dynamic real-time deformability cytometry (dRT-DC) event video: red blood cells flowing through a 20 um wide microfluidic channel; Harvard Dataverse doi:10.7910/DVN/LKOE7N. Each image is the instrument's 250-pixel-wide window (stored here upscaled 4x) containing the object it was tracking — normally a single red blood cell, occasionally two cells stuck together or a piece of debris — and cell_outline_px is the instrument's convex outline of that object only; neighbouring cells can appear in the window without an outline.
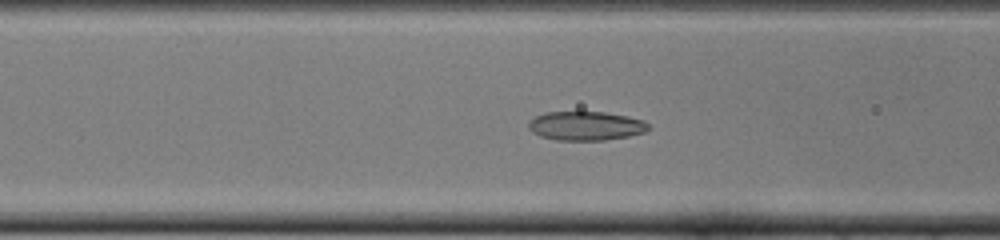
{"species": "common noctule bat (a hibernating species)", "species_latin": "Nyctalus noctula", "temperature_condition": "cold", "stored_images_in_passage": 50, "camera_frame_rate_fps": 3000, "um_per_image_px": 0.085, "animal": {"sex": "female", "body_mass_g": 22.0, "forearm_length_mm": 56.7}, "frame": {"image": 1, "passage_image": 19, "time_ms": 6.0, "image_size_px": [1000, 240], "cell_outline_px": [[652, 128], [644, 132], [628, 136], [604, 140], [556, 140], [540, 136], [532, 132], [528, 128], [528, 120], [544, 112], [604, 112], [628, 116], [644, 120]], "centroid_in_image_um": [49.79, 10.69], "position_along_channel_um": 116.8, "area_um2": 20.4}}
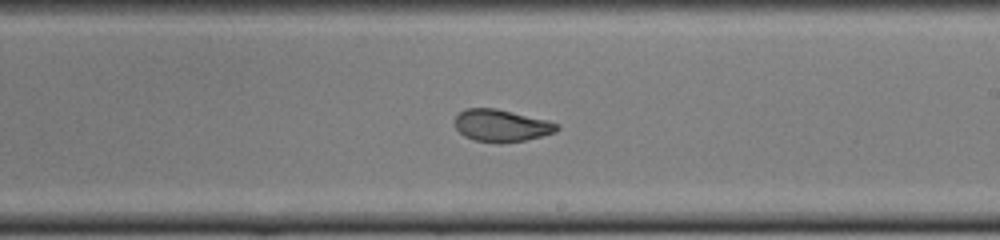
{"frame": {"image": 2, "passage_image": 29, "time_ms": 9.333, "image_size_px": [1000, 240], "cell_outline_px": [[560, 128], [556, 132], [524, 140], [500, 144], [496, 144], [472, 140], [464, 136], [456, 128], [456, 116], [464, 108], [496, 108], [548, 120], [560, 124]], "centroid_in_image_um": [42.63, 10.68], "position_along_channel_um": 246.4, "area_um2": 19.36}}
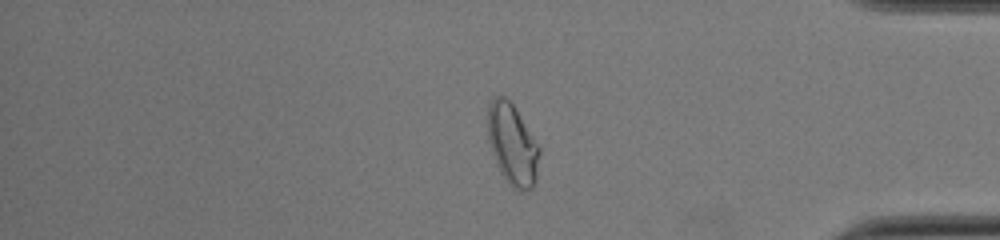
{"frame": {"image": 3, "passage_image": 42, "time_ms": 13.667, "image_size_px": [1000, 240], "cell_outline_px": [[540, 152], [536, 180], [532, 188], [524, 192], [520, 192], [512, 188], [500, 172], [492, 152], [488, 140], [488, 104], [492, 96], [504, 96], [512, 104], [540, 148]], "centroid_in_image_um": [43.55, 12.31], "position_along_channel_um": 391.7, "area_um2": 24.33}, "authors_computed_cell_mechanics": {"area_um2": 21.4438, "velocity_mm_per_s": 3.9, "shape_relaxation_time_tau1_ms": null, "shape_relaxation_time_tau2_ms": 1.4163, "deformation_change_tau1": null, "deformation_change_tau2": 0.0738}}